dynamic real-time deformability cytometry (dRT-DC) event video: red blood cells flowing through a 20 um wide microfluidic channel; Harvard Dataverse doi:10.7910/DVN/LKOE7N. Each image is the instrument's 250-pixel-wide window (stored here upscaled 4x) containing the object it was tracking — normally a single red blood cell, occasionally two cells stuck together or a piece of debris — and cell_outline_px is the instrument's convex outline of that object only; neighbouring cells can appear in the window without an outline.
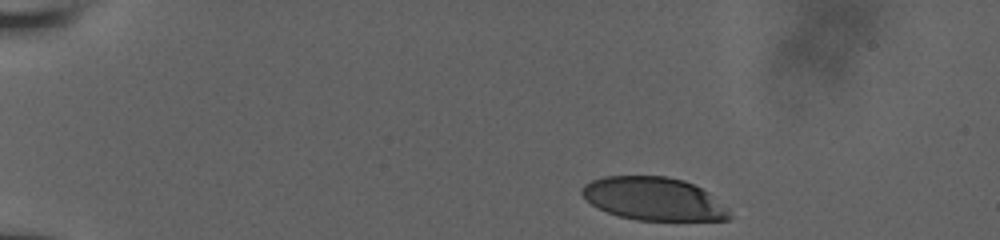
{"species": "human", "species_latin": "Homo sapiens", "temperature_condition": "room temperature", "stored_images_in_passage": 22, "camera_frame_rate_fps": 3000, "um_per_image_px": 0.085, "donor": {"sex": "male"}, "frame": {"image": 1, "passage_image": 1, "time_ms": 0.0, "image_size_px": [1000, 240], "cell_outline_px": [[732, 216], [728, 220], [636, 220], [620, 216], [608, 212], [592, 204], [580, 192], [580, 188], [584, 184], [592, 180], [604, 176], [668, 176], [684, 180], [708, 192], [728, 208]], "centroid_in_image_um": [55.57, 16.89], "position_along_channel_um": 29.4, "area_um2": 36.93}}
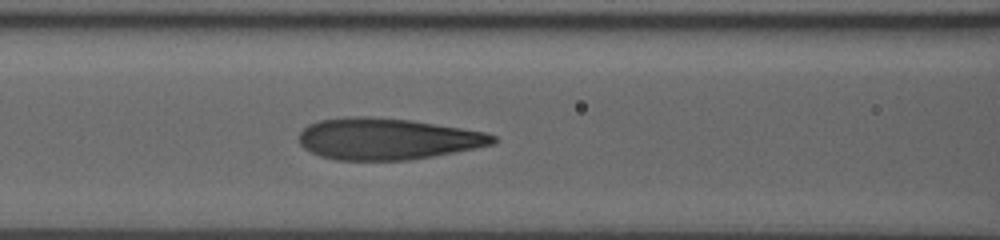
{"frame": {"image": 2, "passage_image": 13, "time_ms": 5.333, "image_size_px": [1000, 240], "cell_outline_px": [[500, 140], [496, 144], [476, 148], [432, 156], [408, 160], [336, 160], [320, 156], [304, 148], [300, 144], [300, 132], [308, 124], [320, 120], [352, 116], [368, 116], [412, 120], [488, 132], [496, 136]], "centroid_in_image_um": [32.97, 11.8], "position_along_channel_um": 133.6, "area_um2": 47.11}}
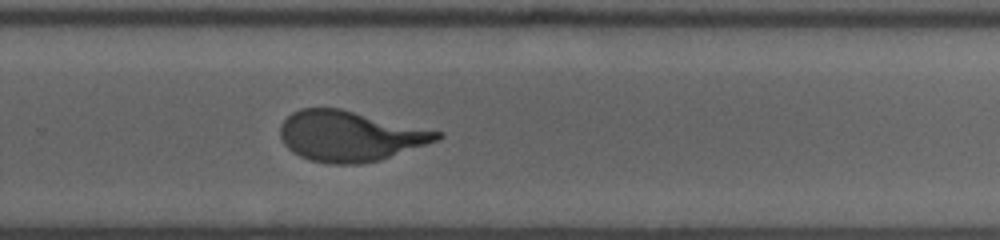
{"frame": {"image": 3, "passage_image": 22, "time_ms": 9.667, "image_size_px": [1000, 240], "cell_outline_px": [[444, 136], [436, 140], [380, 160], [360, 164], [328, 164], [308, 160], [292, 152], [284, 144], [280, 136], [280, 124], [292, 112], [300, 108], [340, 108], [444, 132]], "centroid_in_image_um": [29.71, 11.56], "position_along_channel_um": 300.1, "area_um2": 46.07}}